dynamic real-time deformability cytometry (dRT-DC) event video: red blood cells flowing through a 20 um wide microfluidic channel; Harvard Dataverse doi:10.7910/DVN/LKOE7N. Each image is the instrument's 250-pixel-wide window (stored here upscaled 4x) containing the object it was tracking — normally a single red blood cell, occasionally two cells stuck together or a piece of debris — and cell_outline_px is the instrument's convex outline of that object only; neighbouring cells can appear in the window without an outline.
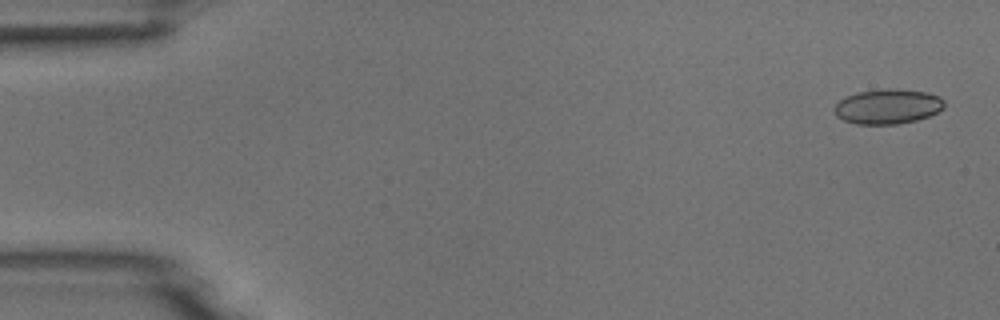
{"species": "common noctule bat (a hibernating species)", "species_latin": "Nyctalus noctula", "temperature_condition": "room temperature", "stored_images_in_passage": 5, "camera_frame_rate_fps": 3000, "um_per_image_px": 0.085, "animal": {"sex": "male", "body_mass_g": 18.8}, "frame": {"image": 1, "passage_image": 1, "time_ms": 0.0, "image_size_px": [1000, 320], "cell_outline_px": [[944, 108], [928, 116], [916, 120], [896, 124], [856, 124], [844, 120], [836, 116], [832, 108], [840, 100], [856, 92], [884, 88], [896, 88], [928, 92], [940, 96], [944, 100]], "centroid_in_image_um": [75.45, 9.03], "position_along_channel_um": 9.5, "area_um2": 22.54}}
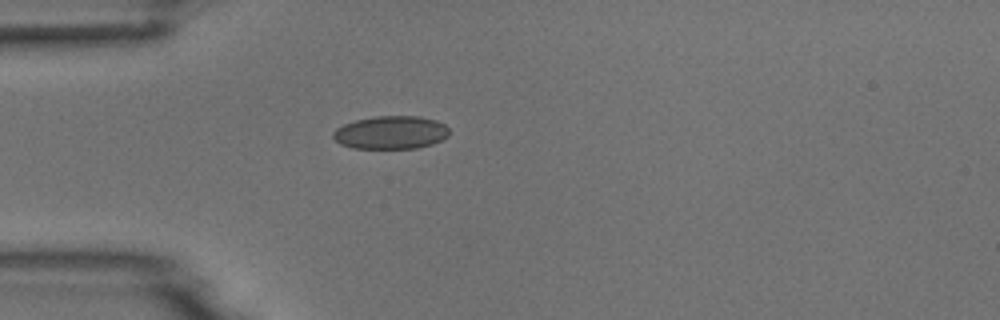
{"frame": {"image": 2, "passage_image": 5, "time_ms": 4.333, "image_size_px": [1000, 320], "cell_outline_px": [[448, 136], [432, 144], [416, 148], [352, 148], [340, 144], [332, 136], [332, 132], [336, 128], [344, 124], [356, 120], [376, 116], [420, 116], [436, 120], [444, 124], [448, 128]], "centroid_in_image_um": [33.21, 11.26], "position_along_channel_um": 51.8, "area_um2": 22.37}}